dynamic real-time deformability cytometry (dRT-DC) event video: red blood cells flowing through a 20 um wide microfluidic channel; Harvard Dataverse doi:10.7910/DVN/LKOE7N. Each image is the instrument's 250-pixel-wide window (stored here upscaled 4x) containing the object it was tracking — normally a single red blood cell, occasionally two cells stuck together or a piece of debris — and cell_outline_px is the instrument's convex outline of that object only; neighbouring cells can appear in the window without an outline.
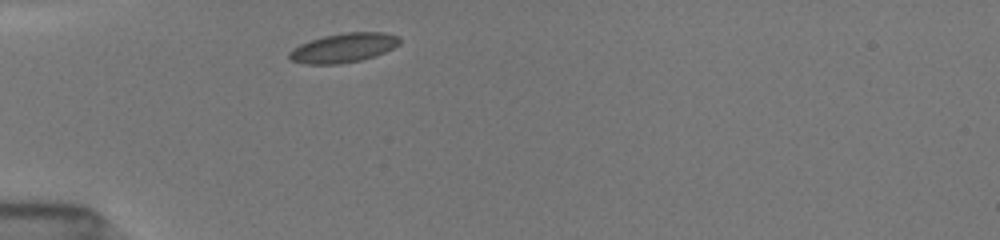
{"species": "common noctule bat (a hibernating species)", "species_latin": "Nyctalus noctula", "temperature_condition": "room temperature", "stored_images_in_passage": 5, "camera_frame_rate_fps": 3000, "um_per_image_px": 0.085, "animal": {"sex": "female", "body_mass_g": 19.5, "forearm_length_mm": 54.1}, "frame": {"image": 1, "passage_image": 1, "time_ms": 0.0, "image_size_px": [1000, 240], "cell_outline_px": [[400, 44], [376, 56], [360, 60], [340, 64], [304, 64], [288, 60], [288, 52], [292, 48], [300, 44], [324, 36], [344, 32], [384, 32], [400, 36]], "centroid_in_image_um": [29.18, 4.07], "position_along_channel_um": 55.8, "area_um2": 19.02}}
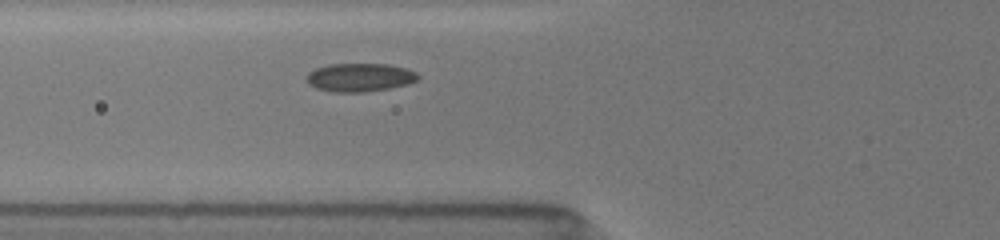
{"frame": {"image": 2, "passage_image": 5, "time_ms": 1.333, "image_size_px": [1000, 240], "cell_outline_px": [[420, 76], [416, 80], [408, 84], [388, 88], [364, 92], [332, 92], [316, 88], [308, 84], [308, 72], [316, 68], [328, 64], [388, 64], [404, 68], [416, 72]], "centroid_in_image_um": [30.57, 6.58], "position_along_channel_um": 95.2, "area_um2": 18.32}}